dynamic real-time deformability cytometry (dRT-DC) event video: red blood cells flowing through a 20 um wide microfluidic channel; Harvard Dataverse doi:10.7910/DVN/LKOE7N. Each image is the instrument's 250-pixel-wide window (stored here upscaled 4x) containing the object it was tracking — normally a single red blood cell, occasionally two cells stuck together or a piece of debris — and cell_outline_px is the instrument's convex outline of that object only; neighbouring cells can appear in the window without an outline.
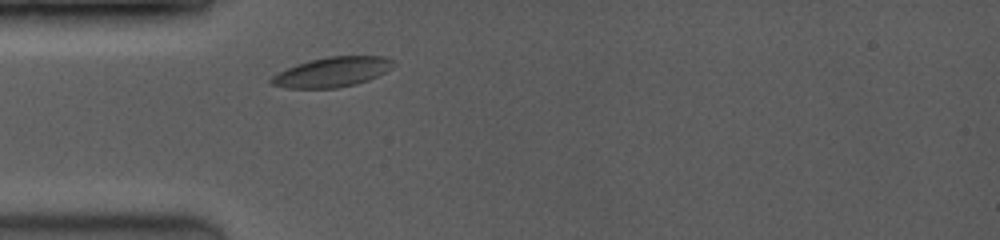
{"species": "common noctule bat (a hibernating species)", "species_latin": "Nyctalus noctula", "temperature_condition": "room temperature", "stored_images_in_passage": 2, "camera_frame_rate_fps": 3500, "um_per_image_px": 0.085, "animal": {"sex": "female", "body_mass_g": 19.0, "forearm_length_mm": 53.3}, "frame": {"image": 1, "passage_image": 2, "time_ms": 1.143, "image_size_px": [1000, 240], "cell_outline_px": [[396, 64], [392, 68], [368, 80], [356, 84], [336, 88], [288, 88], [272, 84], [268, 80], [272, 76], [288, 68], [308, 60], [328, 56], [384, 56], [392, 60]], "centroid_in_image_um": [28.25, 6.12], "position_along_channel_um": 56.7, "area_um2": 21.1}}